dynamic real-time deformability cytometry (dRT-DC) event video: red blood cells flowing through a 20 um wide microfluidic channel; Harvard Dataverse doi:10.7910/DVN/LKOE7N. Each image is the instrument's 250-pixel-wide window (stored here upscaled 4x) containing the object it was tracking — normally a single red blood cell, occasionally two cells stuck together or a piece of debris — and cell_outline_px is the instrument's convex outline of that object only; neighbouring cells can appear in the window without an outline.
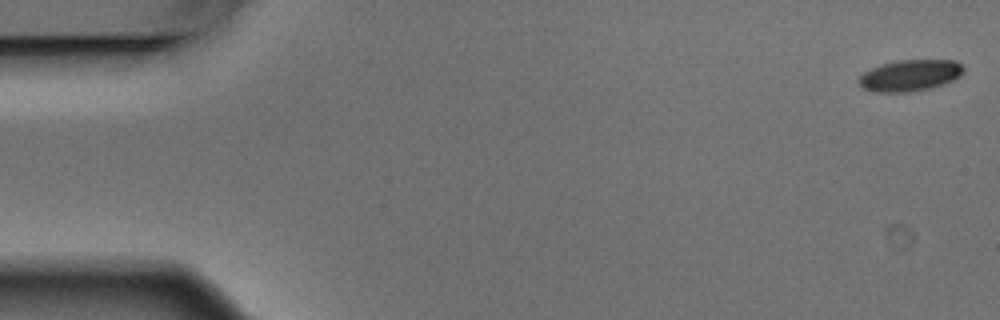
{"species": "Egyptian fruit bat (a non-hibernating species)", "species_latin": "Rousettus aegyptiacus", "temperature_condition": "warm", "stored_images_in_passage": 5, "camera_frame_rate_fps": 3000, "um_per_image_px": 0.085, "animal": {"sex": "male"}, "frame": {"image": 1, "passage_image": 1, "time_ms": 0.0, "image_size_px": [1000, 320], "cell_outline_px": [[964, 72], [960, 76], [944, 84], [932, 88], [908, 92], [872, 92], [864, 88], [856, 80], [864, 72], [880, 64], [896, 60], [956, 60], [964, 68]], "centroid_in_image_um": [77.34, 6.41], "position_along_channel_um": 7.7, "area_um2": 19.31}}
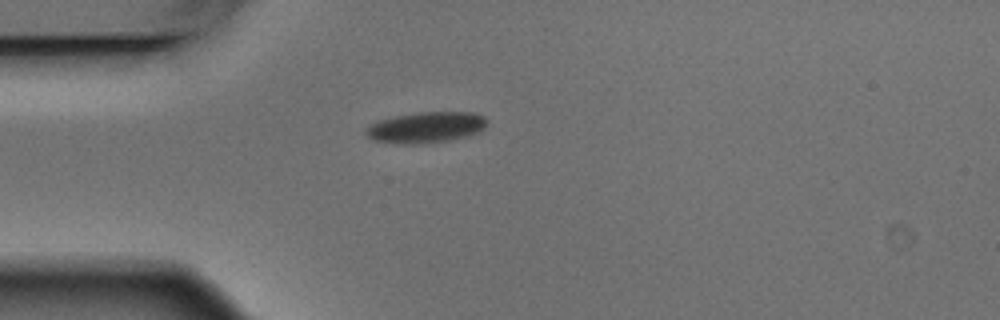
{"frame": {"image": 2, "passage_image": 5, "time_ms": 1.333, "image_size_px": [1000, 320], "cell_outline_px": [[488, 124], [480, 132], [448, 140], [420, 144], [392, 144], [372, 140], [364, 132], [364, 128], [376, 120], [396, 116], [420, 112], [476, 112], [484, 116], [488, 120]], "centroid_in_image_um": [36.18, 10.83], "position_along_channel_um": 48.8, "area_um2": 22.2}}